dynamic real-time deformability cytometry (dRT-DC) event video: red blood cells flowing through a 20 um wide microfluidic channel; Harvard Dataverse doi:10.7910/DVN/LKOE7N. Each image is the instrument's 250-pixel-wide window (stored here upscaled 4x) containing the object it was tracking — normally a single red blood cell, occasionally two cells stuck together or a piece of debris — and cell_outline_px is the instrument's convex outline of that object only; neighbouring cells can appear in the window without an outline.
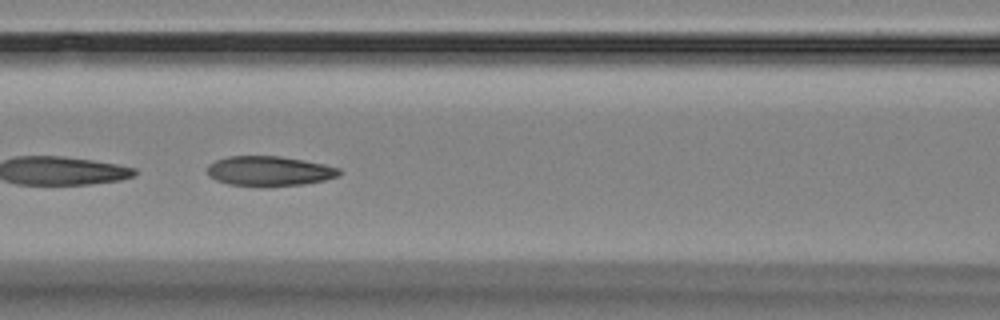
{"species": "Egyptian fruit bat (a non-hibernating species)", "species_latin": "Rousettus aegyptiacus", "temperature_condition": "room temperature", "stored_images_in_passage": 7, "camera_frame_rate_fps": 3000, "um_per_image_px": 0.085, "animal": {"sex": "female"}, "frame": {"image": 1, "passage_image": 6, "time_ms": 7.0, "image_size_px": [1000, 320], "cell_outline_px": [[340, 176], [324, 180], [304, 184], [260, 188], [228, 184], [216, 180], [208, 176], [208, 164], [216, 160], [228, 156], [280, 156], [324, 164], [340, 168]], "centroid_in_image_um": [22.87, 14.56], "position_along_channel_um": 143.7, "area_um2": 23.35}}